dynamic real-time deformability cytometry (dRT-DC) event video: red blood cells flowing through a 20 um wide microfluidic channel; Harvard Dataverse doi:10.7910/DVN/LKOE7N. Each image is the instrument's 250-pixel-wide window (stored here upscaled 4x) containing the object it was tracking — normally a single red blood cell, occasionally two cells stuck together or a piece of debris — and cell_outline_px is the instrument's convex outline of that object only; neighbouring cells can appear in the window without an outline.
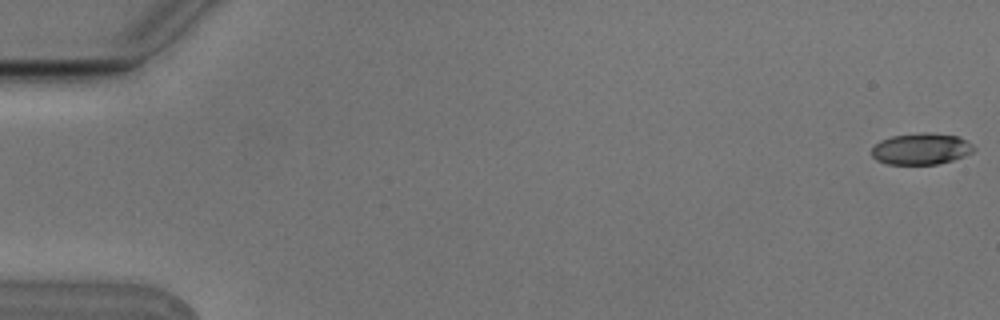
{"species": "Egyptian fruit bat (a non-hibernating species)", "species_latin": "Rousettus aegyptiacus", "temperature_condition": "cold", "stored_images_in_passage": 8, "camera_frame_rate_fps": 3000, "um_per_image_px": 0.085, "animal": {"sex": "male"}, "frame": {"image": 1, "passage_image": 1, "time_ms": 0.0, "image_size_px": [1000, 320], "cell_outline_px": [[976, 148], [972, 152], [964, 156], [952, 160], [936, 164], [888, 164], [876, 160], [872, 156], [872, 148], [880, 140], [892, 136], [924, 132], [928, 132], [960, 136], [972, 144]], "centroid_in_image_um": [78.31, 12.64], "position_along_channel_um": 6.7, "area_um2": 18.73}}
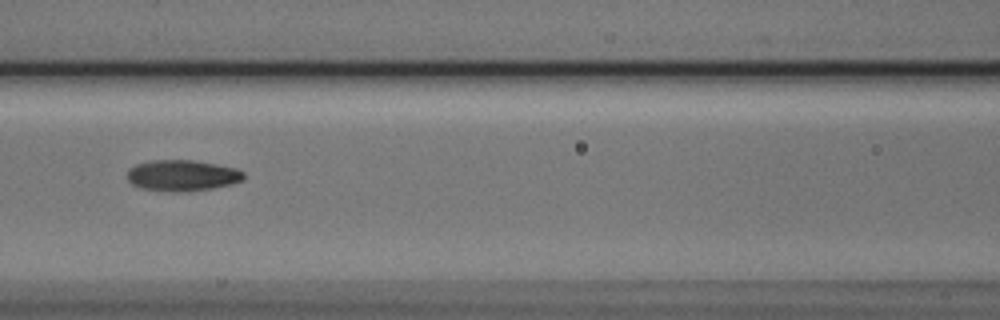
{"frame": {"image": 2, "passage_image": 7, "time_ms": 2.0, "image_size_px": [1000, 320], "cell_outline_px": [[244, 180], [232, 184], [212, 188], [184, 192], [172, 192], [140, 188], [132, 184], [128, 180], [128, 168], [136, 164], [152, 160], [192, 160], [216, 164], [236, 168], [244, 172]], "centroid_in_image_um": [15.49, 14.92], "position_along_channel_um": 151.1, "area_um2": 21.21}}
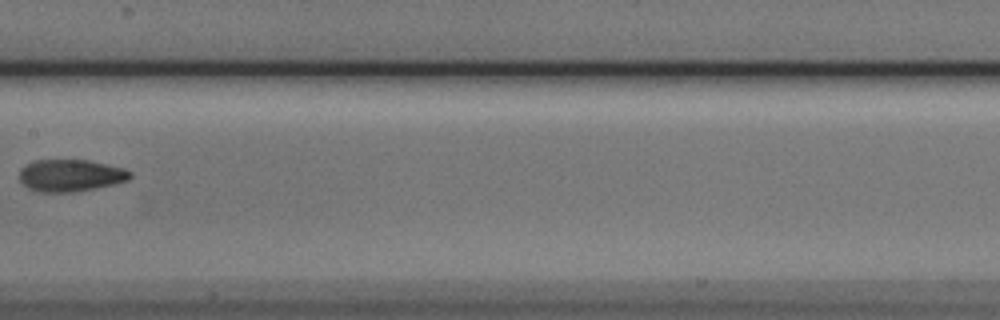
{"frame": {"image": 3, "passage_image": 8, "time_ms": 2.333, "image_size_px": [1000, 320], "cell_outline_px": [[132, 176], [128, 180], [96, 188], [72, 192], [40, 192], [28, 188], [20, 180], [20, 168], [24, 164], [32, 160], [88, 160], [124, 168], [132, 172]], "centroid_in_image_um": [5.98, 14.9], "position_along_channel_um": 201.4, "area_um2": 20.75}}